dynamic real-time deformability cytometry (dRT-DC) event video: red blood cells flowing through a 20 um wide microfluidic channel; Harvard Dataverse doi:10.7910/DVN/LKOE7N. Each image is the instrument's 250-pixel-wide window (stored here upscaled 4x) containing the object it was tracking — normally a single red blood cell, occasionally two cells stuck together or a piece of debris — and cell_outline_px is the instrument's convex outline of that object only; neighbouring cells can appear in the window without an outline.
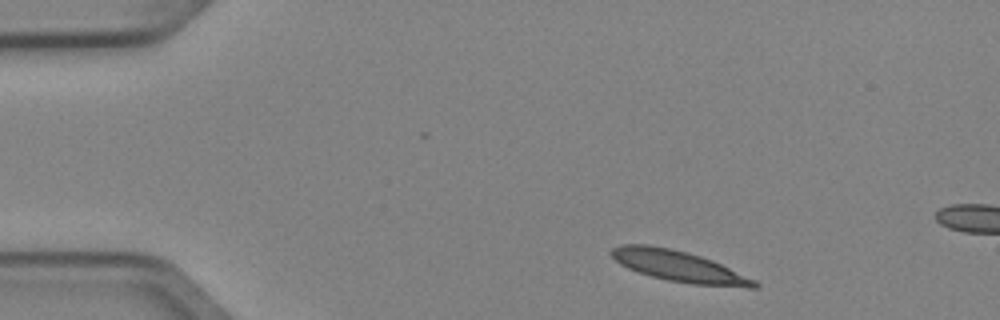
{"species": "Egyptian fruit bat (a non-hibernating species)", "species_latin": "Rousettus aegyptiacus", "temperature_condition": "cold", "stored_images_in_passage": 3, "camera_frame_rate_fps": 3000, "um_per_image_px": 0.085, "animal": {"sex": "female"}, "frame": {"image": 1, "passage_image": 1, "time_ms": 0.0, "image_size_px": [1000, 320], "cell_outline_px": [[760, 288], [748, 288], [692, 284], [668, 280], [652, 276], [628, 268], [620, 264], [608, 252], [612, 248], [620, 244], [648, 244], [672, 248], [688, 252], [712, 260], [756, 280], [760, 284]], "centroid_in_image_um": [57.72, 22.63], "position_along_channel_um": 27.3, "area_um2": 25.89}}